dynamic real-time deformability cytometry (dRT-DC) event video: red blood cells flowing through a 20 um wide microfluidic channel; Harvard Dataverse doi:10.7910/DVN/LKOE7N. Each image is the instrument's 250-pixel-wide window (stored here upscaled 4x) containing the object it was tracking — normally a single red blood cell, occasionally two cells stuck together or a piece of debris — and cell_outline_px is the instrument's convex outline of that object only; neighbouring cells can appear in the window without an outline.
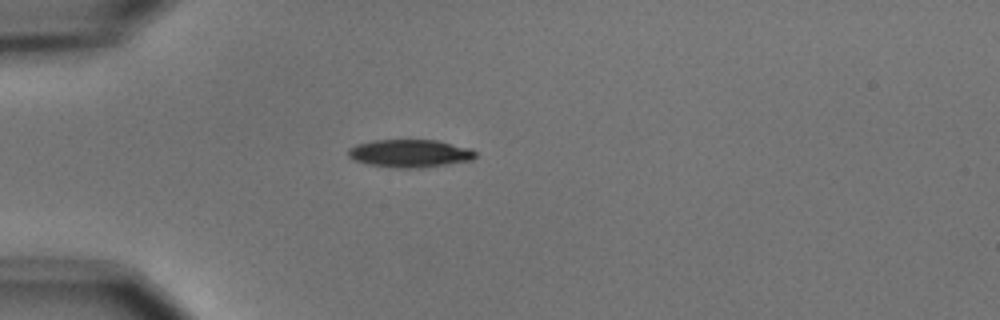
{"species": "common noctule bat (a hibernating species)", "species_latin": "Nyctalus noctula", "temperature_condition": "cold", "stored_images_in_passage": 1, "camera_frame_rate_fps": 3000, "um_per_image_px": 0.085, "animal": {"sex": "male", "body_mass_g": 15.6}, "frame": {"image": 1, "passage_image": 1, "time_ms": 0.0, "image_size_px": [1000, 320], "cell_outline_px": [[476, 156], [472, 160], [420, 168], [400, 168], [368, 164], [352, 160], [348, 156], [348, 148], [356, 144], [372, 140], [436, 140], [472, 148], [476, 152]], "centroid_in_image_um": [34.83, 13.03], "position_along_channel_um": 50.2, "area_um2": 20.75}}